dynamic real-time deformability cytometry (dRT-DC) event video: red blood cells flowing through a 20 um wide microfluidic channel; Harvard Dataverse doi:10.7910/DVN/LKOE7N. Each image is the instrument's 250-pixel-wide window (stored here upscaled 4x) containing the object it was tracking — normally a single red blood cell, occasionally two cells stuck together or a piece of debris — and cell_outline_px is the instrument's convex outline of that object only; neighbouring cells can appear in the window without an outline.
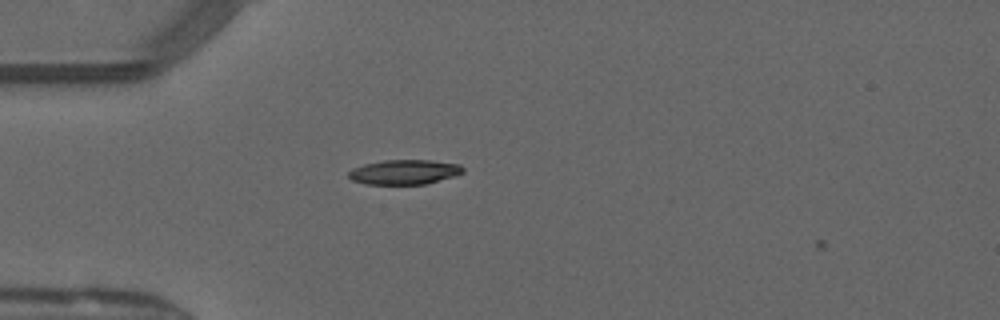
{"species": "common noctule bat (a hibernating species)", "species_latin": "Nyctalus noctula", "temperature_condition": "warm", "stored_images_in_passage": 2, "camera_frame_rate_fps": 3000, "um_per_image_px": 0.085, "animal": {"sex": "male", "forearm_length_mm": 52.5}, "frame": {"image": 1, "passage_image": 1, "time_ms": 0.0, "image_size_px": [1000, 320], "cell_outline_px": [[464, 172], [452, 176], [424, 184], [364, 184], [352, 180], [348, 176], [348, 172], [352, 168], [364, 164], [384, 160], [428, 160], [460, 164], [464, 168]], "centroid_in_image_um": [34.33, 14.62], "position_along_channel_um": 50.7, "area_um2": 16.36}}